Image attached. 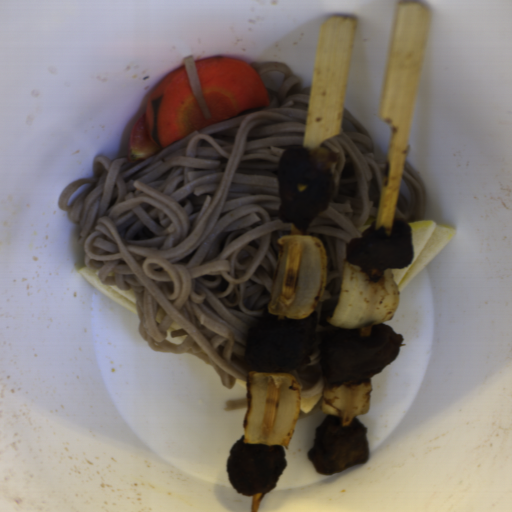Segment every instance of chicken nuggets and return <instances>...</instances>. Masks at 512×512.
I'll return each mask as SVG.
<instances>
[{"label": "chicken nuggets", "instance_id": "chicken-nuggets-1", "mask_svg": "<svg viewBox=\"0 0 512 512\" xmlns=\"http://www.w3.org/2000/svg\"><path fill=\"white\" fill-rule=\"evenodd\" d=\"M338 152L326 147L287 146L277 166L278 219L304 230L328 210L334 193V167Z\"/></svg>", "mask_w": 512, "mask_h": 512}, {"label": "chicken nuggets", "instance_id": "chicken-nuggets-2", "mask_svg": "<svg viewBox=\"0 0 512 512\" xmlns=\"http://www.w3.org/2000/svg\"><path fill=\"white\" fill-rule=\"evenodd\" d=\"M405 339L384 323L360 328L333 327L320 339L322 376L330 383H351L379 373L401 351Z\"/></svg>", "mask_w": 512, "mask_h": 512}, {"label": "chicken nuggets", "instance_id": "chicken-nuggets-3", "mask_svg": "<svg viewBox=\"0 0 512 512\" xmlns=\"http://www.w3.org/2000/svg\"><path fill=\"white\" fill-rule=\"evenodd\" d=\"M317 318V310L307 318L279 319L265 309L249 330L246 364L264 372L293 371L309 364Z\"/></svg>", "mask_w": 512, "mask_h": 512}, {"label": "chicken nuggets", "instance_id": "chicken-nuggets-4", "mask_svg": "<svg viewBox=\"0 0 512 512\" xmlns=\"http://www.w3.org/2000/svg\"><path fill=\"white\" fill-rule=\"evenodd\" d=\"M367 428L356 416L327 415L315 431L308 460L317 473L331 475L369 458Z\"/></svg>", "mask_w": 512, "mask_h": 512}, {"label": "chicken nuggets", "instance_id": "chicken-nuggets-5", "mask_svg": "<svg viewBox=\"0 0 512 512\" xmlns=\"http://www.w3.org/2000/svg\"><path fill=\"white\" fill-rule=\"evenodd\" d=\"M287 464L282 445L245 444L244 435L235 442L226 460L230 483L246 496L273 491Z\"/></svg>", "mask_w": 512, "mask_h": 512}, {"label": "chicken nuggets", "instance_id": "chicken-nuggets-6", "mask_svg": "<svg viewBox=\"0 0 512 512\" xmlns=\"http://www.w3.org/2000/svg\"><path fill=\"white\" fill-rule=\"evenodd\" d=\"M413 255L412 226L400 218L394 219L389 232L372 222L346 245L347 262L367 270L404 268Z\"/></svg>", "mask_w": 512, "mask_h": 512}]
</instances>
